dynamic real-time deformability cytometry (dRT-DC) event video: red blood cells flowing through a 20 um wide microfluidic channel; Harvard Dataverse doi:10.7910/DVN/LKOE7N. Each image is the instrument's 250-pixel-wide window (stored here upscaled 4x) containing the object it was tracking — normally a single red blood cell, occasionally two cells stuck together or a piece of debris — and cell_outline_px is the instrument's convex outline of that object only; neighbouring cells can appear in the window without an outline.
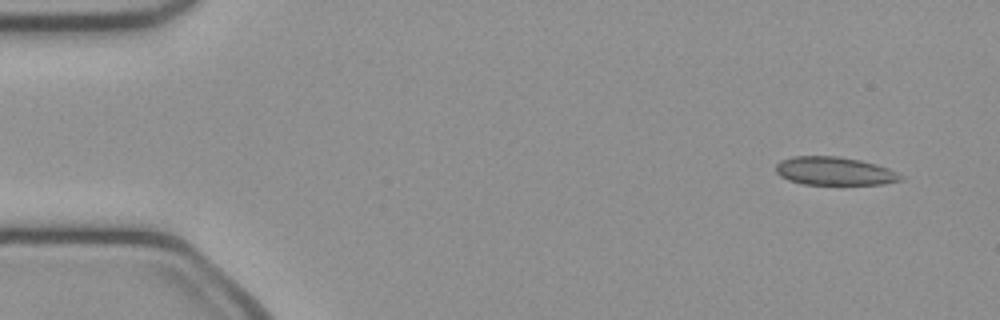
{"species": "common noctule bat (a hibernating species)", "species_latin": "Nyctalus noctula", "temperature_condition": "cold", "stored_images_in_passage": 48, "segment_of_instrument_passage": [1, 2], "camera_frame_rate_fps": 3000, "um_per_image_px": 0.085, "animal": {"sex": "female", "body_mass_g": 21.9}, "frame": {"image": 1, "passage_image": 1, "time_ms": 0.0, "image_size_px": [1000, 320], "cell_outline_px": [[904, 180], [884, 184], [804, 184], [788, 180], [780, 176], [776, 172], [776, 164], [780, 160], [792, 156], [836, 156], [860, 160], [876, 164], [888, 168], [904, 176]], "centroid_in_image_um": [70.93, 14.54], "position_along_channel_um": 14.1, "area_um2": 20.63}}
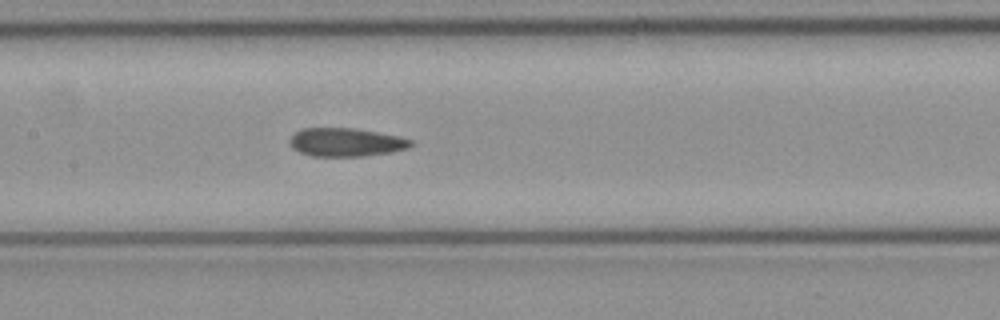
{"frame": {"image": 2, "passage_image": 21, "time_ms": 6.667, "image_size_px": [1000, 320], "cell_outline_px": [[416, 144], [408, 148], [392, 152], [364, 156], [312, 156], [300, 152], [292, 148], [288, 140], [300, 128], [356, 128], [400, 136], [412, 140]], "centroid_in_image_um": [29.44, 12.09], "position_along_channel_um": 178.0, "area_um2": 20.29}}
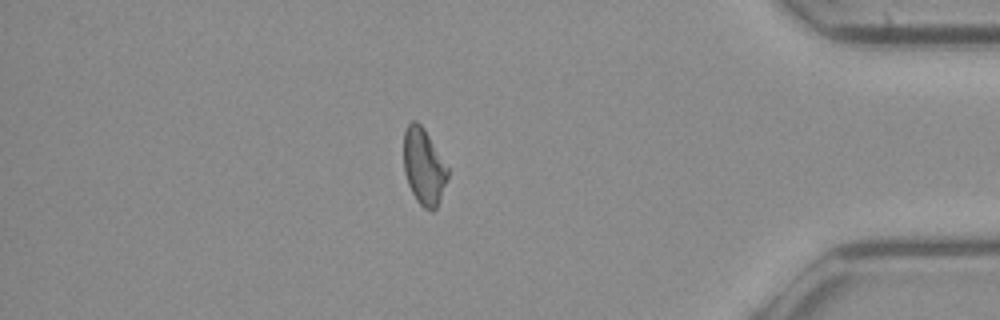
{"frame": {"image": 3, "passage_image": 40, "time_ms": 13.0, "image_size_px": [1000, 320], "cell_outline_px": [[448, 176], [436, 208], [432, 212], [424, 208], [416, 200], [408, 184], [404, 172], [404, 132], [408, 124], [412, 120], [416, 120], [424, 128], [448, 168]], "centroid_in_image_um": [36.0, 14.16], "position_along_channel_um": 399.2, "area_um2": 19.36}}